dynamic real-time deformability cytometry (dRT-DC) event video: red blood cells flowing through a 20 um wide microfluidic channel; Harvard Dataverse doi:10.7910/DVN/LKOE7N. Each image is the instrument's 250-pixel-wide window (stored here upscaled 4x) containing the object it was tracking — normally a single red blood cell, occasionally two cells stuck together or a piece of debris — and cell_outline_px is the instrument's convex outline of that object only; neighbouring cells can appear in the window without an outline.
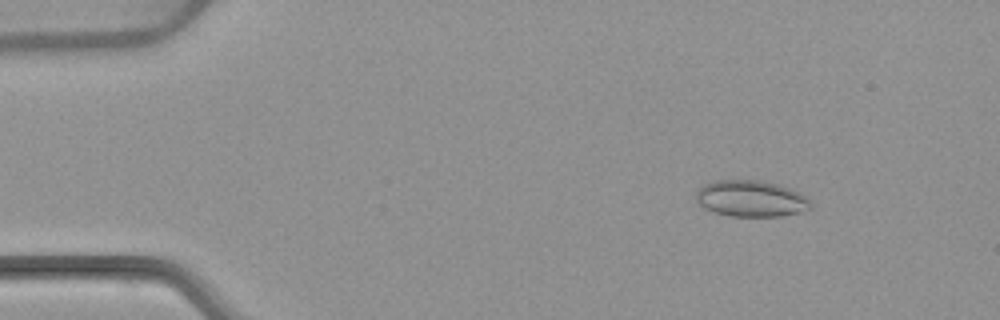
{"species": "common noctule bat (a hibernating species)", "species_latin": "Nyctalus noctula", "temperature_condition": "warm", "stored_images_in_passage": 5, "camera_frame_rate_fps": 3000, "um_per_image_px": 0.085, "animal": {"sex": "female", "body_mass_g": 22.7, "forearm_length_mm": 54.2}, "frame": {"image": 1, "passage_image": 2, "time_ms": 1.0, "image_size_px": [1000, 320], "cell_outline_px": [[812, 208], [800, 212], [780, 216], [732, 216], [716, 212], [704, 208], [696, 200], [696, 192], [704, 184], [716, 180], [760, 180], [776, 184], [788, 188], [812, 200]], "centroid_in_image_um": [63.84, 16.88], "position_along_channel_um": 21.2, "area_um2": 24.1}}
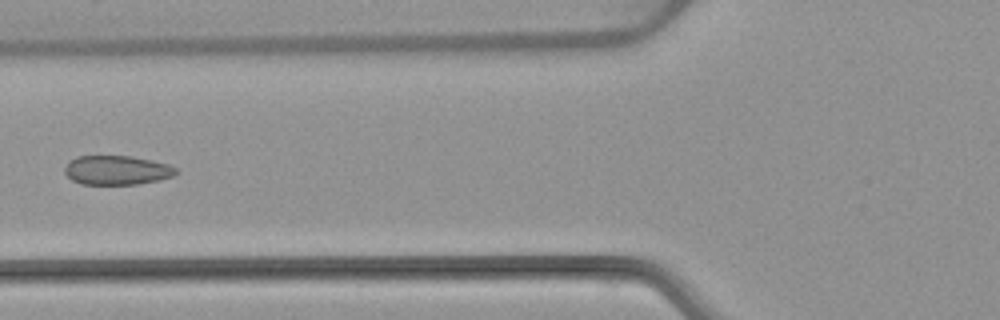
{"frame": {"image": 2, "passage_image": 5, "time_ms": 5.667, "image_size_px": [1000, 320], "cell_outline_px": [[180, 172], [172, 176], [160, 180], [140, 184], [80, 184], [72, 180], [64, 172], [64, 168], [76, 156], [132, 156], [152, 160], [168, 164], [176, 168]], "centroid_in_image_um": [9.97, 14.47], "position_along_channel_um": 115.8, "area_um2": 19.02}}